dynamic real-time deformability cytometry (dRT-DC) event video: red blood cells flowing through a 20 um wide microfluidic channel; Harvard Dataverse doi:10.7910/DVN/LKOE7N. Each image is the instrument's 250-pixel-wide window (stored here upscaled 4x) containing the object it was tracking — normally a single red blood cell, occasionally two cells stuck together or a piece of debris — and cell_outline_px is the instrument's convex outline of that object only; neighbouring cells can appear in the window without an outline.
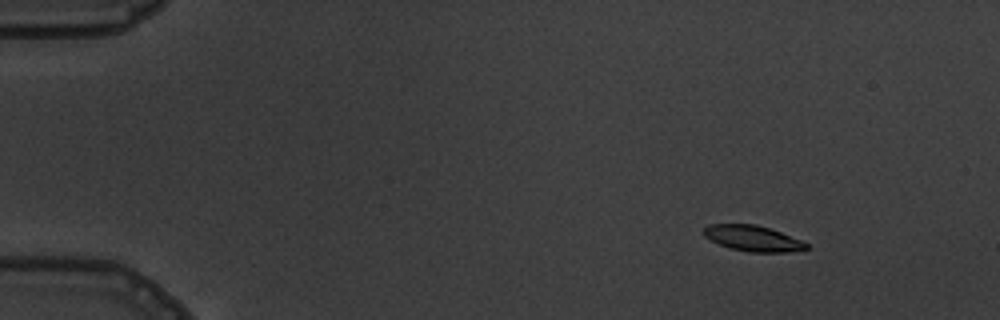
{"species": "common noctule bat (a hibernating species)", "species_latin": "Nyctalus noctula", "temperature_condition": "warm", "stored_images_in_passage": 5, "camera_frame_rate_fps": 3000, "um_per_image_px": 0.085, "animal": {"sex": "male", "body_mass_g": 19.5, "forearm_length_mm": 54.6}, "frame": {"image": 1, "passage_image": 1, "time_ms": 0.0, "image_size_px": [1000, 320], "cell_outline_px": [[808, 248], [788, 252], [748, 252], [732, 248], [720, 244], [704, 236], [704, 228], [708, 224], [756, 224], [780, 232], [800, 240], [808, 244]], "centroid_in_image_um": [63.98, 20.25], "position_along_channel_um": 21.0, "area_um2": 15.09}}
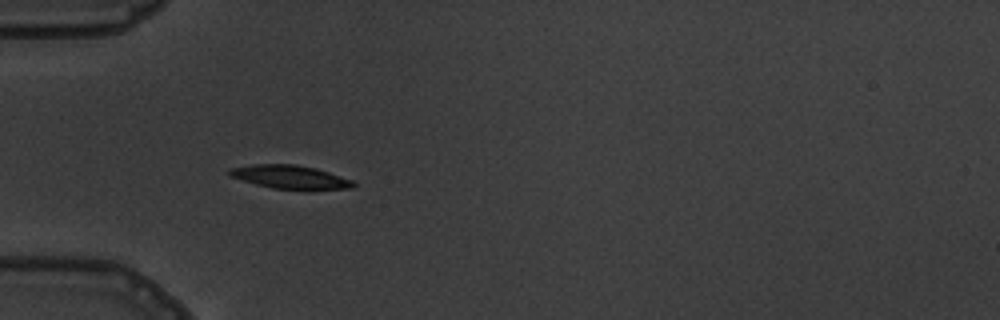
{"frame": {"image": 2, "passage_image": 4, "time_ms": 3.667, "image_size_px": [1000, 320], "cell_outline_px": [[356, 184], [352, 188], [272, 188], [256, 184], [228, 176], [228, 168], [252, 164], [296, 164], [316, 168], [352, 180]], "centroid_in_image_um": [24.57, 15.01], "position_along_channel_um": 60.4, "area_um2": 16.53}}